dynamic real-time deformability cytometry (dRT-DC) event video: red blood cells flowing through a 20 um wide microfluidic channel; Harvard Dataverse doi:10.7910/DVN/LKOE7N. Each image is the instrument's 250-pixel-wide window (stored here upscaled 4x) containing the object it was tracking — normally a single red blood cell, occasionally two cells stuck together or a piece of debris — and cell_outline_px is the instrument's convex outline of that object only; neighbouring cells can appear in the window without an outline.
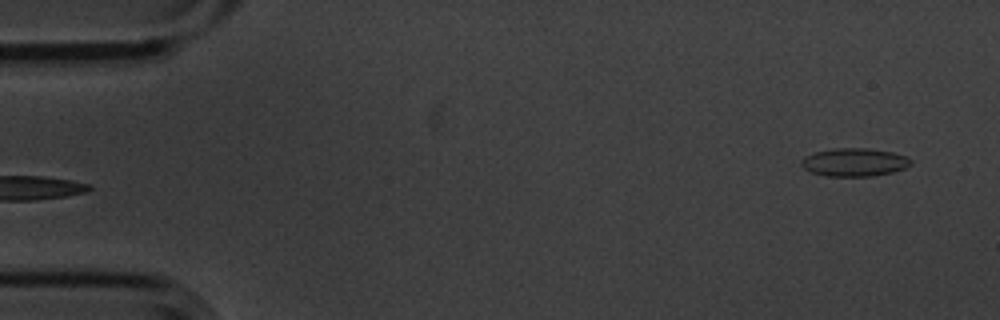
{"species": "common noctule bat (a hibernating species)", "species_latin": "Nyctalus noctula", "temperature_condition": "cold", "stored_images_in_passage": 4, "segment_of_instrument_passage": [2, 2], "camera_frame_rate_fps": 3000, "um_per_image_px": 0.085, "animal": {"sex": "male", "body_mass_g": 20.1, "forearm_length_mm": 53.5}, "frame": {"image": 1, "passage_image": 4, "time_ms": 1.0, "image_size_px": [1000, 320], "cell_outline_px": [[912, 164], [904, 168], [892, 172], [872, 176], [828, 176], [812, 172], [804, 168], [800, 164], [800, 160], [804, 156], [816, 152], [836, 148], [868, 148], [892, 152], [904, 156], [912, 160]], "centroid_in_image_um": [72.61, 13.79], "position_along_channel_um": 12.4, "area_um2": 17.86}}